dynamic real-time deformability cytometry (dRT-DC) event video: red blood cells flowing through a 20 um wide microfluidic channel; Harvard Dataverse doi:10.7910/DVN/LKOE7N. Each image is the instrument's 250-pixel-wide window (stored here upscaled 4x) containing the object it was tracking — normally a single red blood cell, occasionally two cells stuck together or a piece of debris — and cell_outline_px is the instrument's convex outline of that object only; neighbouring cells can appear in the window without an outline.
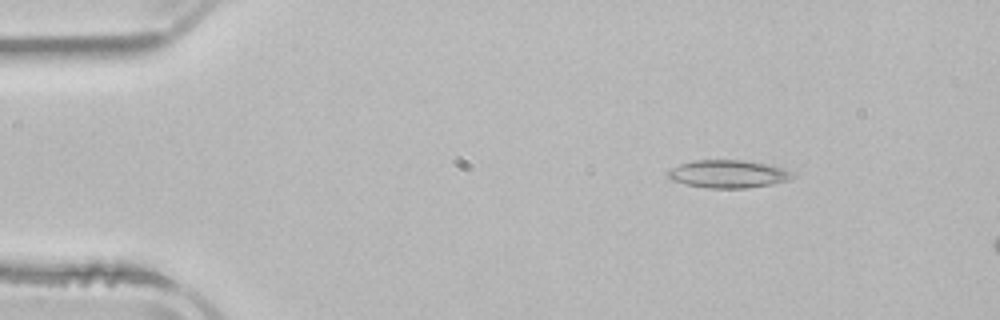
{"species": "common noctule bat (a hibernating species)", "species_latin": "Nyctalus noctula", "temperature_condition": "room temperature", "stored_images_in_passage": 3, "camera_frame_rate_fps": 3000, "um_per_image_px": 0.085, "animal": {"sex": "male", "body_mass_g": 21.5, "forearm_length_mm": 52.0}, "frame": {"image": 1, "passage_image": 1, "time_ms": 0.0, "image_size_px": [1000, 320], "cell_outline_px": [[796, 176], [788, 180], [772, 184], [748, 188], [704, 188], [684, 184], [672, 180], [668, 176], [668, 168], [692, 160], [744, 160], [784, 168], [792, 172]], "centroid_in_image_um": [61.86, 14.79], "position_along_channel_um": 23.1, "area_um2": 20.35}}